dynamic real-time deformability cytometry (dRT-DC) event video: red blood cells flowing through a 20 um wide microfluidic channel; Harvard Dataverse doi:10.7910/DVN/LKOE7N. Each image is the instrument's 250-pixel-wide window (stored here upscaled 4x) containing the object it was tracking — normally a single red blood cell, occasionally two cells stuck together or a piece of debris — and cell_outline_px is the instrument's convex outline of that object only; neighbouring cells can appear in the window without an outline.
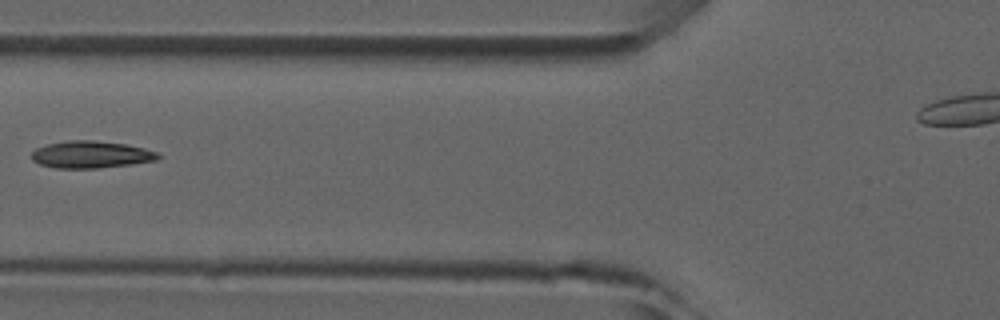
{"species": "common noctule bat (a hibernating species)", "species_latin": "Nyctalus noctula", "temperature_condition": "room temperature", "stored_images_in_passage": 5, "camera_frame_rate_fps": 3000, "um_per_image_px": 0.085, "animal": {"sex": "male", "forearm_length_mm": 52.5}, "frame": {"image": 1, "passage_image": 4, "time_ms": 4.333, "image_size_px": [1000, 320], "cell_outline_px": [[160, 156], [156, 160], [132, 164], [100, 168], [56, 168], [40, 164], [32, 160], [28, 156], [36, 148], [48, 144], [68, 140], [92, 140], [124, 144], [144, 148], [156, 152]], "centroid_in_image_um": [7.68, 13.14], "position_along_channel_um": 118.1, "area_um2": 19.94}}
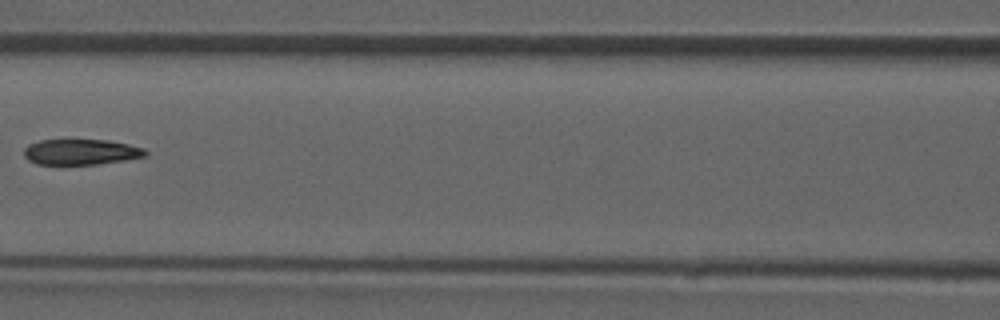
{"frame": {"image": 2, "passage_image": 5, "time_ms": 5.333, "image_size_px": [1000, 320], "cell_outline_px": [[148, 156], [124, 160], [96, 164], [36, 164], [28, 160], [24, 156], [24, 148], [28, 144], [40, 140], [108, 140], [128, 144], [144, 148], [148, 152]], "centroid_in_image_um": [6.88, 12.91], "position_along_channel_um": 159.7, "area_um2": 18.15}}